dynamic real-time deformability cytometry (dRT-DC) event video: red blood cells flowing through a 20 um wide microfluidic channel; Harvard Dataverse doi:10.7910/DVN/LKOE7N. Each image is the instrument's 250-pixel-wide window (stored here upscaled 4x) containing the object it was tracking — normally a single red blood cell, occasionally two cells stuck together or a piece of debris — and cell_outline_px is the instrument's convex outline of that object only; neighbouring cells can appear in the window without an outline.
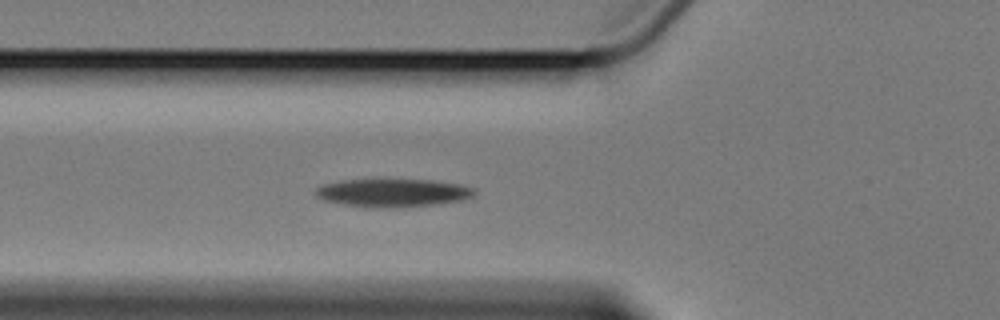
{"species": "Egyptian fruit bat (a non-hibernating species)", "species_latin": "Rousettus aegyptiacus", "temperature_condition": "cold", "stored_images_in_passage": 6, "camera_frame_rate_fps": 3000, "um_per_image_px": 0.085, "animal": {"sex": "female"}, "frame": {"image": 1, "passage_image": 6, "time_ms": 5.667, "image_size_px": [1000, 320], "cell_outline_px": [[476, 192], [472, 196], [464, 200], [440, 204], [400, 208], [368, 208], [344, 204], [324, 200], [316, 196], [316, 188], [324, 184], [340, 180], [432, 180], [460, 184], [472, 188]], "centroid_in_image_um": [33.41, 16.41], "position_along_channel_um": 92.4, "area_um2": 26.18}}